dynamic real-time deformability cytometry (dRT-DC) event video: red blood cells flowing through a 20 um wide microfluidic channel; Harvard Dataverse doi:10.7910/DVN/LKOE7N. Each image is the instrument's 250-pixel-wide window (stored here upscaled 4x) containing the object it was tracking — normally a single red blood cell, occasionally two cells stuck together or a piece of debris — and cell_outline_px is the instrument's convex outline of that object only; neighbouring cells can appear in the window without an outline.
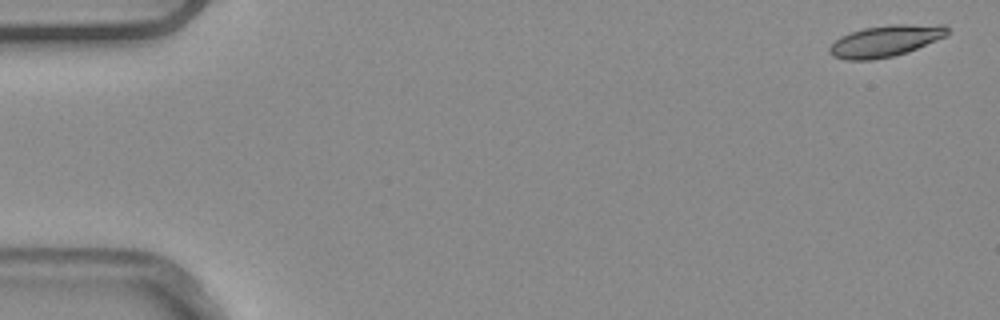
{"species": "common noctule bat (a hibernating species)", "species_latin": "Nyctalus noctula", "temperature_condition": "warm", "stored_images_in_passage": 4, "camera_frame_rate_fps": 3000, "um_per_image_px": 0.085, "animal": {"sex": "male", "body_mass_g": 20.4}, "frame": {"image": 1, "passage_image": 1, "time_ms": 0.0, "image_size_px": [1000, 320], "cell_outline_px": [[948, 36], [916, 48], [892, 56], [872, 60], [844, 60], [832, 56], [828, 52], [828, 48], [840, 36], [864, 28], [892, 24], [944, 24], [948, 28]], "centroid_in_image_um": [75.26, 3.47], "position_along_channel_um": 9.7, "area_um2": 21.62}}
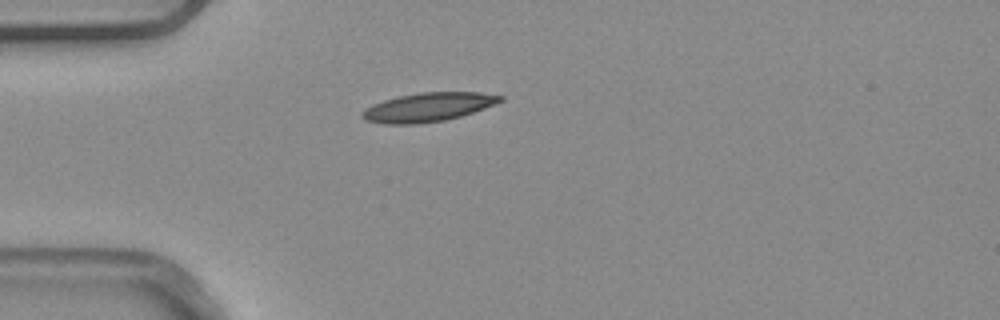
{"frame": {"image": 2, "passage_image": 4, "time_ms": 1.0, "image_size_px": [1000, 320], "cell_outline_px": [[504, 100], [484, 108], [460, 116], [444, 120], [416, 124], [384, 124], [364, 120], [360, 116], [360, 112], [364, 108], [372, 104], [384, 100], [400, 96], [420, 92], [480, 92], [504, 96]], "centroid_in_image_um": [36.34, 9.11], "position_along_channel_um": 48.7, "area_um2": 23.24}}